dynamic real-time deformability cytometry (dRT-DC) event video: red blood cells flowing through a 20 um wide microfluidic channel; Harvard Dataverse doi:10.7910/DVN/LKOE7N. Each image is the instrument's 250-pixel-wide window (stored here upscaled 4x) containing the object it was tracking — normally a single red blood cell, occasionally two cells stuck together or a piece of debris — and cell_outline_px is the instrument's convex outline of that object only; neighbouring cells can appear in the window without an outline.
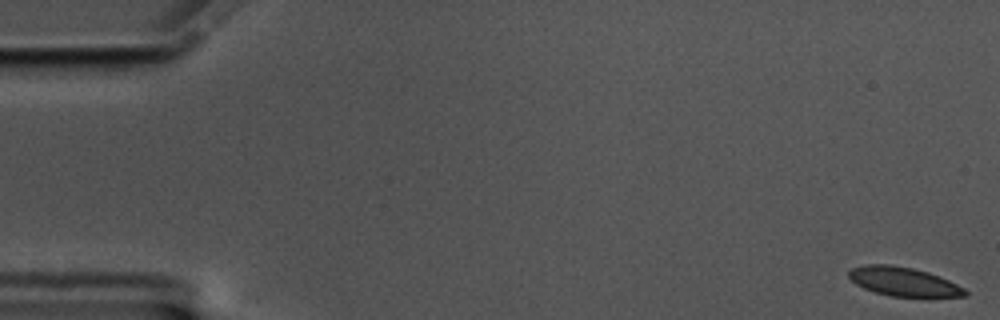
{"species": "common noctule bat (a hibernating species)", "species_latin": "Nyctalus noctula", "temperature_condition": "cold", "stored_images_in_passage": 5, "camera_frame_rate_fps": 3000, "um_per_image_px": 0.085, "animal": {"sex": "male", "body_mass_g": 17.5, "forearm_length_mm": 52.3}, "frame": {"image": 1, "passage_image": 1, "time_ms": 0.0, "image_size_px": [1000, 320], "cell_outline_px": [[968, 296], [892, 296], [876, 292], [864, 288], [856, 284], [848, 276], [848, 272], [852, 268], [864, 264], [888, 264], [912, 268], [928, 272], [940, 276], [964, 288], [968, 292]], "centroid_in_image_um": [76.78, 23.92], "position_along_channel_um": 8.2, "area_um2": 19.36}}